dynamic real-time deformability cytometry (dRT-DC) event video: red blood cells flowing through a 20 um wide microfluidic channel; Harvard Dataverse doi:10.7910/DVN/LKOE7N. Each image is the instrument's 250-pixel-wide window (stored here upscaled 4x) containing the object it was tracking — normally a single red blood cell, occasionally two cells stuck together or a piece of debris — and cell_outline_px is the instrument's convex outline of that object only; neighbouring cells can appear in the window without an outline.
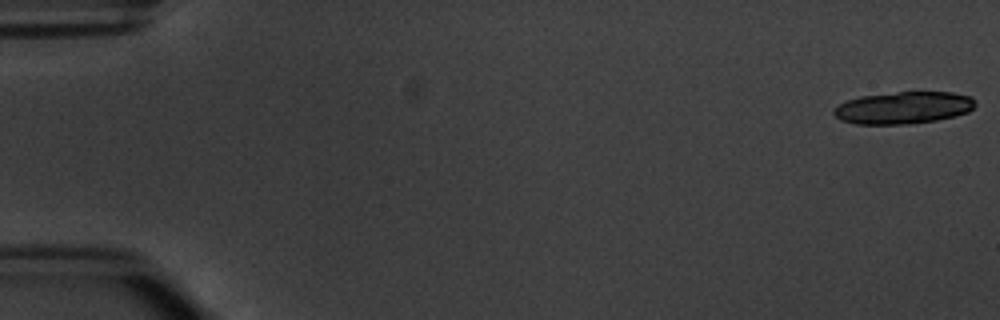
{"species": "common noctule bat (a hibernating species)", "species_latin": "Nyctalus noctula", "temperature_condition": "warm", "stored_images_in_passage": 6, "camera_frame_rate_fps": 3000, "um_per_image_px": 0.085, "animal": {"sex": "male", "body_mass_g": 20.1, "forearm_length_mm": 53.5}, "frame": {"image": 1, "passage_image": 1, "time_ms": 0.0, "image_size_px": [1000, 320], "cell_outline_px": [[976, 104], [968, 112], [956, 116], [936, 120], [908, 124], [856, 124], [840, 120], [832, 112], [840, 104], [848, 100], [860, 96], [900, 92], [952, 92], [972, 96], [976, 100]], "centroid_in_image_um": [76.83, 9.16], "position_along_channel_um": 8.2, "area_um2": 26.47}}
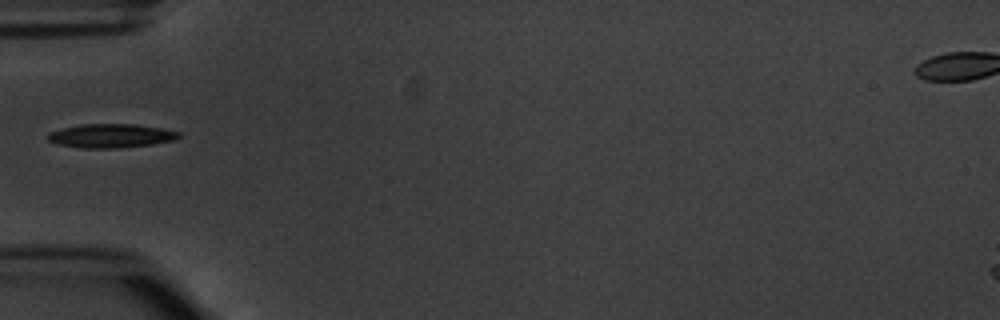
{"frame": {"image": 2, "passage_image": 6, "time_ms": 6.0, "image_size_px": [1000, 320], "cell_outline_px": [[180, 136], [176, 140], [152, 144], [120, 148], [80, 148], [60, 144], [48, 140], [44, 136], [48, 132], [80, 124], [132, 124], [160, 128], [180, 132]], "centroid_in_image_um": [9.41, 11.54], "position_along_channel_um": 75.6, "area_um2": 18.21}}